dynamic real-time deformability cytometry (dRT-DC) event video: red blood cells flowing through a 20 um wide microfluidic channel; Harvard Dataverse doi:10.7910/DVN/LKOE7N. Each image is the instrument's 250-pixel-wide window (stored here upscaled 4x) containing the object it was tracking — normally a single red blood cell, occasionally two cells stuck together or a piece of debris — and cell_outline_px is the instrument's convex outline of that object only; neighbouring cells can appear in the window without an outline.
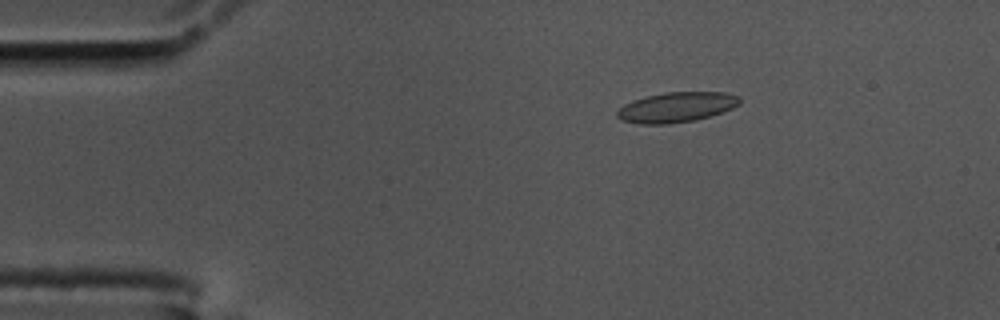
{"species": "common noctule bat (a hibernating species)", "species_latin": "Nyctalus noctula", "temperature_condition": "cold", "stored_images_in_passage": 57, "camera_frame_rate_fps": 3000, "um_per_image_px": 0.085, "animal": {"sex": "male", "body_mass_g": 17.5, "forearm_length_mm": 52.3}, "frame": {"image": 1, "passage_image": 10, "time_ms": 3.0, "image_size_px": [1000, 320], "cell_outline_px": [[740, 104], [732, 108], [712, 116], [696, 120], [668, 124], [640, 124], [620, 120], [616, 116], [616, 112], [624, 104], [632, 100], [664, 92], [728, 92], [740, 96]], "centroid_in_image_um": [57.51, 9.11], "position_along_channel_um": 27.5, "area_um2": 21.73}}
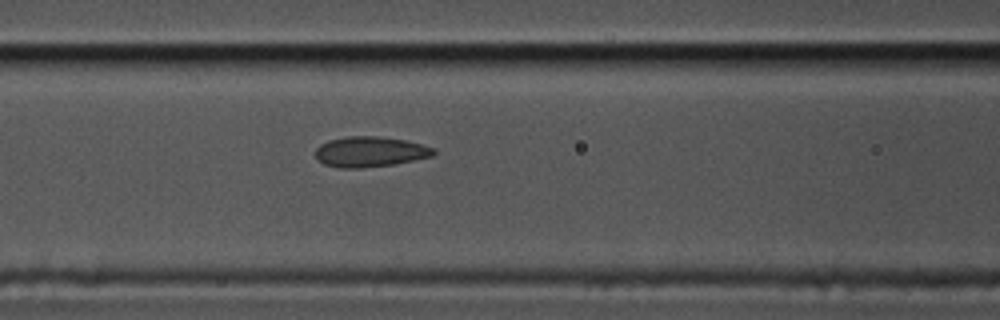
{"frame": {"image": 2, "passage_image": 24, "time_ms": 7.667, "image_size_px": [1000, 320], "cell_outline_px": [[436, 152], [432, 156], [396, 164], [360, 168], [340, 168], [324, 164], [316, 156], [316, 148], [320, 144], [328, 140], [348, 136], [376, 136], [404, 140], [436, 148]], "centroid_in_image_um": [31.46, 12.9], "position_along_channel_um": 135.1, "area_um2": 20.87}}
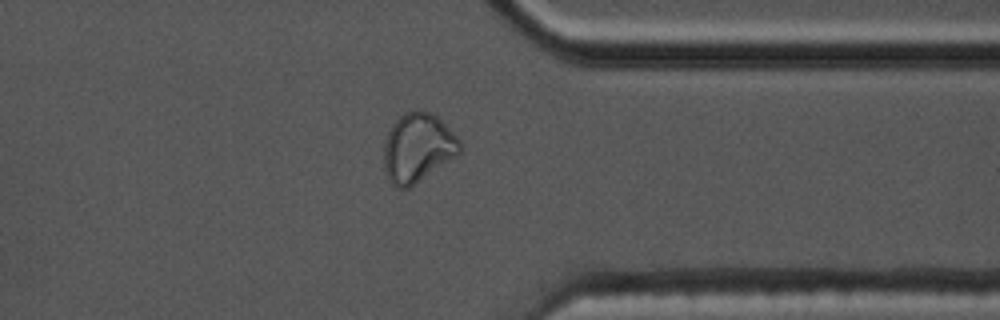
{"frame": {"image": 3, "passage_image": 45, "time_ms": 14.667, "image_size_px": [1000, 320], "cell_outline_px": [[464, 148], [456, 156], [408, 188], [396, 188], [388, 180], [384, 168], [384, 144], [388, 132], [392, 124], [400, 116], [408, 112], [432, 112], [460, 140]], "centroid_in_image_um": [35.5, 12.58], "position_along_channel_um": 375.9, "area_um2": 30.11}, "authors_computed_cell_mechanics": {"area_um2": 21.0392, "velocity_mm_per_s": 3.515, "shape_relaxation_time_tau1_ms": null, "shape_relaxation_time_tau2_ms": 1.4236, "deformation_change_tau1": null, "deformation_change_tau2": 0.0683}}